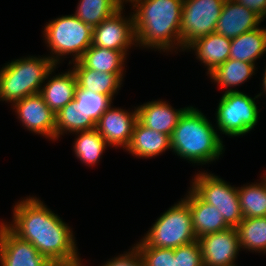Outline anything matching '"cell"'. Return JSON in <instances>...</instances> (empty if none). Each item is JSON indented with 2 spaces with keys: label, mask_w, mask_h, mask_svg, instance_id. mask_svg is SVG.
Segmentation results:
<instances>
[{
  "label": "cell",
  "mask_w": 266,
  "mask_h": 266,
  "mask_svg": "<svg viewBox=\"0 0 266 266\" xmlns=\"http://www.w3.org/2000/svg\"><path fill=\"white\" fill-rule=\"evenodd\" d=\"M13 223L5 225L30 242L53 265L74 264L81 259L68 224L36 197H27L13 207Z\"/></svg>",
  "instance_id": "obj_1"
},
{
  "label": "cell",
  "mask_w": 266,
  "mask_h": 266,
  "mask_svg": "<svg viewBox=\"0 0 266 266\" xmlns=\"http://www.w3.org/2000/svg\"><path fill=\"white\" fill-rule=\"evenodd\" d=\"M137 47L164 52L181 48L183 0H131ZM177 46V47H176Z\"/></svg>",
  "instance_id": "obj_2"
},
{
  "label": "cell",
  "mask_w": 266,
  "mask_h": 266,
  "mask_svg": "<svg viewBox=\"0 0 266 266\" xmlns=\"http://www.w3.org/2000/svg\"><path fill=\"white\" fill-rule=\"evenodd\" d=\"M219 136L206 116L189 106L170 136L171 150L182 159L204 165L223 153L224 145Z\"/></svg>",
  "instance_id": "obj_3"
},
{
  "label": "cell",
  "mask_w": 266,
  "mask_h": 266,
  "mask_svg": "<svg viewBox=\"0 0 266 266\" xmlns=\"http://www.w3.org/2000/svg\"><path fill=\"white\" fill-rule=\"evenodd\" d=\"M57 66L49 57L29 56L8 62L0 70V99L14 103L37 94L47 74Z\"/></svg>",
  "instance_id": "obj_4"
},
{
  "label": "cell",
  "mask_w": 266,
  "mask_h": 266,
  "mask_svg": "<svg viewBox=\"0 0 266 266\" xmlns=\"http://www.w3.org/2000/svg\"><path fill=\"white\" fill-rule=\"evenodd\" d=\"M43 32L47 47L52 53L48 57L56 65L59 64L61 56L73 53L72 61H78L92 45L93 28L73 14L49 21Z\"/></svg>",
  "instance_id": "obj_5"
},
{
  "label": "cell",
  "mask_w": 266,
  "mask_h": 266,
  "mask_svg": "<svg viewBox=\"0 0 266 266\" xmlns=\"http://www.w3.org/2000/svg\"><path fill=\"white\" fill-rule=\"evenodd\" d=\"M195 240L190 207L182 199L165 211L136 245L174 249Z\"/></svg>",
  "instance_id": "obj_6"
},
{
  "label": "cell",
  "mask_w": 266,
  "mask_h": 266,
  "mask_svg": "<svg viewBox=\"0 0 266 266\" xmlns=\"http://www.w3.org/2000/svg\"><path fill=\"white\" fill-rule=\"evenodd\" d=\"M254 98L239 92L224 93L216 111L217 129L228 136H240L250 132L258 122L259 109Z\"/></svg>",
  "instance_id": "obj_7"
},
{
  "label": "cell",
  "mask_w": 266,
  "mask_h": 266,
  "mask_svg": "<svg viewBox=\"0 0 266 266\" xmlns=\"http://www.w3.org/2000/svg\"><path fill=\"white\" fill-rule=\"evenodd\" d=\"M191 189L206 203L215 206L230 227H236L242 220L238 187H232L222 178L211 173L196 174Z\"/></svg>",
  "instance_id": "obj_8"
},
{
  "label": "cell",
  "mask_w": 266,
  "mask_h": 266,
  "mask_svg": "<svg viewBox=\"0 0 266 266\" xmlns=\"http://www.w3.org/2000/svg\"><path fill=\"white\" fill-rule=\"evenodd\" d=\"M225 0H183L180 36L181 49L195 39L215 32Z\"/></svg>",
  "instance_id": "obj_9"
},
{
  "label": "cell",
  "mask_w": 266,
  "mask_h": 266,
  "mask_svg": "<svg viewBox=\"0 0 266 266\" xmlns=\"http://www.w3.org/2000/svg\"><path fill=\"white\" fill-rule=\"evenodd\" d=\"M123 7L124 5L112 16L93 27V46L121 51L125 55L131 45L137 46L133 15L124 18Z\"/></svg>",
  "instance_id": "obj_10"
},
{
  "label": "cell",
  "mask_w": 266,
  "mask_h": 266,
  "mask_svg": "<svg viewBox=\"0 0 266 266\" xmlns=\"http://www.w3.org/2000/svg\"><path fill=\"white\" fill-rule=\"evenodd\" d=\"M204 266H237L235 260L240 251L237 229L206 234L198 238Z\"/></svg>",
  "instance_id": "obj_11"
},
{
  "label": "cell",
  "mask_w": 266,
  "mask_h": 266,
  "mask_svg": "<svg viewBox=\"0 0 266 266\" xmlns=\"http://www.w3.org/2000/svg\"><path fill=\"white\" fill-rule=\"evenodd\" d=\"M1 266H53L28 241L15 235L4 222L0 223Z\"/></svg>",
  "instance_id": "obj_12"
},
{
  "label": "cell",
  "mask_w": 266,
  "mask_h": 266,
  "mask_svg": "<svg viewBox=\"0 0 266 266\" xmlns=\"http://www.w3.org/2000/svg\"><path fill=\"white\" fill-rule=\"evenodd\" d=\"M12 105L24 127L32 133L55 140L56 114L48 107L39 93L26 96Z\"/></svg>",
  "instance_id": "obj_13"
},
{
  "label": "cell",
  "mask_w": 266,
  "mask_h": 266,
  "mask_svg": "<svg viewBox=\"0 0 266 266\" xmlns=\"http://www.w3.org/2000/svg\"><path fill=\"white\" fill-rule=\"evenodd\" d=\"M136 121L137 109L128 112L110 106L100 117L96 129L109 146H121L126 149L130 144Z\"/></svg>",
  "instance_id": "obj_14"
},
{
  "label": "cell",
  "mask_w": 266,
  "mask_h": 266,
  "mask_svg": "<svg viewBox=\"0 0 266 266\" xmlns=\"http://www.w3.org/2000/svg\"><path fill=\"white\" fill-rule=\"evenodd\" d=\"M263 19L252 10L234 0H225L215 32L233 39L237 36L258 28Z\"/></svg>",
  "instance_id": "obj_15"
},
{
  "label": "cell",
  "mask_w": 266,
  "mask_h": 266,
  "mask_svg": "<svg viewBox=\"0 0 266 266\" xmlns=\"http://www.w3.org/2000/svg\"><path fill=\"white\" fill-rule=\"evenodd\" d=\"M189 107L174 109L166 101H151L137 107V120L144 126L172 135L180 117Z\"/></svg>",
  "instance_id": "obj_16"
},
{
  "label": "cell",
  "mask_w": 266,
  "mask_h": 266,
  "mask_svg": "<svg viewBox=\"0 0 266 266\" xmlns=\"http://www.w3.org/2000/svg\"><path fill=\"white\" fill-rule=\"evenodd\" d=\"M183 199L189 204L192 215V228L197 239L206 234L230 228L221 212L215 206L203 201L192 189Z\"/></svg>",
  "instance_id": "obj_17"
},
{
  "label": "cell",
  "mask_w": 266,
  "mask_h": 266,
  "mask_svg": "<svg viewBox=\"0 0 266 266\" xmlns=\"http://www.w3.org/2000/svg\"><path fill=\"white\" fill-rule=\"evenodd\" d=\"M231 40L219 34L212 32L206 36L195 39L185 50H194L197 59L207 66L209 74L216 67L229 59Z\"/></svg>",
  "instance_id": "obj_18"
},
{
  "label": "cell",
  "mask_w": 266,
  "mask_h": 266,
  "mask_svg": "<svg viewBox=\"0 0 266 266\" xmlns=\"http://www.w3.org/2000/svg\"><path fill=\"white\" fill-rule=\"evenodd\" d=\"M54 69H56V66L47 74V77L50 78L46 85L44 83L39 94L53 113L57 114L74 99L77 79L73 70L59 73L51 78L50 74L54 73Z\"/></svg>",
  "instance_id": "obj_19"
},
{
  "label": "cell",
  "mask_w": 266,
  "mask_h": 266,
  "mask_svg": "<svg viewBox=\"0 0 266 266\" xmlns=\"http://www.w3.org/2000/svg\"><path fill=\"white\" fill-rule=\"evenodd\" d=\"M168 149H171L170 135L154 131L137 120L130 144L125 150L135 157L152 158Z\"/></svg>",
  "instance_id": "obj_20"
},
{
  "label": "cell",
  "mask_w": 266,
  "mask_h": 266,
  "mask_svg": "<svg viewBox=\"0 0 266 266\" xmlns=\"http://www.w3.org/2000/svg\"><path fill=\"white\" fill-rule=\"evenodd\" d=\"M72 63L74 64L72 69L76 75L77 84L81 88L98 94L110 95L111 97L120 89L124 74H113L89 69L79 60Z\"/></svg>",
  "instance_id": "obj_21"
},
{
  "label": "cell",
  "mask_w": 266,
  "mask_h": 266,
  "mask_svg": "<svg viewBox=\"0 0 266 266\" xmlns=\"http://www.w3.org/2000/svg\"><path fill=\"white\" fill-rule=\"evenodd\" d=\"M265 52L266 29L258 27L231 40L229 58L255 65L256 59H259Z\"/></svg>",
  "instance_id": "obj_22"
},
{
  "label": "cell",
  "mask_w": 266,
  "mask_h": 266,
  "mask_svg": "<svg viewBox=\"0 0 266 266\" xmlns=\"http://www.w3.org/2000/svg\"><path fill=\"white\" fill-rule=\"evenodd\" d=\"M255 69L256 66L250 62L229 58L210 72L209 75L213 82H217V85L222 88L227 87L225 93L239 92V90H234L231 87L239 86L246 82L255 73Z\"/></svg>",
  "instance_id": "obj_23"
},
{
  "label": "cell",
  "mask_w": 266,
  "mask_h": 266,
  "mask_svg": "<svg viewBox=\"0 0 266 266\" xmlns=\"http://www.w3.org/2000/svg\"><path fill=\"white\" fill-rule=\"evenodd\" d=\"M126 55L117 50H111L91 45L79 59L89 69L99 72L123 74Z\"/></svg>",
  "instance_id": "obj_24"
},
{
  "label": "cell",
  "mask_w": 266,
  "mask_h": 266,
  "mask_svg": "<svg viewBox=\"0 0 266 266\" xmlns=\"http://www.w3.org/2000/svg\"><path fill=\"white\" fill-rule=\"evenodd\" d=\"M94 128H96V124L91 119H86L81 105L73 99L56 114L55 139L66 132L74 134Z\"/></svg>",
  "instance_id": "obj_25"
},
{
  "label": "cell",
  "mask_w": 266,
  "mask_h": 266,
  "mask_svg": "<svg viewBox=\"0 0 266 266\" xmlns=\"http://www.w3.org/2000/svg\"><path fill=\"white\" fill-rule=\"evenodd\" d=\"M235 228L240 248L266 253V217L243 218Z\"/></svg>",
  "instance_id": "obj_26"
},
{
  "label": "cell",
  "mask_w": 266,
  "mask_h": 266,
  "mask_svg": "<svg viewBox=\"0 0 266 266\" xmlns=\"http://www.w3.org/2000/svg\"><path fill=\"white\" fill-rule=\"evenodd\" d=\"M243 218L266 217V180L238 188Z\"/></svg>",
  "instance_id": "obj_27"
},
{
  "label": "cell",
  "mask_w": 266,
  "mask_h": 266,
  "mask_svg": "<svg viewBox=\"0 0 266 266\" xmlns=\"http://www.w3.org/2000/svg\"><path fill=\"white\" fill-rule=\"evenodd\" d=\"M76 135L78 136L73 146L76 157L85 165H95L109 145L96 128L76 132Z\"/></svg>",
  "instance_id": "obj_28"
},
{
  "label": "cell",
  "mask_w": 266,
  "mask_h": 266,
  "mask_svg": "<svg viewBox=\"0 0 266 266\" xmlns=\"http://www.w3.org/2000/svg\"><path fill=\"white\" fill-rule=\"evenodd\" d=\"M123 5L119 0H80L74 15L93 28L112 16Z\"/></svg>",
  "instance_id": "obj_29"
},
{
  "label": "cell",
  "mask_w": 266,
  "mask_h": 266,
  "mask_svg": "<svg viewBox=\"0 0 266 266\" xmlns=\"http://www.w3.org/2000/svg\"><path fill=\"white\" fill-rule=\"evenodd\" d=\"M112 98L110 95L98 94L91 90L83 89L78 84L75 89L74 99L81 105L86 119H91L95 124L111 106Z\"/></svg>",
  "instance_id": "obj_30"
},
{
  "label": "cell",
  "mask_w": 266,
  "mask_h": 266,
  "mask_svg": "<svg viewBox=\"0 0 266 266\" xmlns=\"http://www.w3.org/2000/svg\"><path fill=\"white\" fill-rule=\"evenodd\" d=\"M145 266H175L174 249L135 245Z\"/></svg>",
  "instance_id": "obj_31"
},
{
  "label": "cell",
  "mask_w": 266,
  "mask_h": 266,
  "mask_svg": "<svg viewBox=\"0 0 266 266\" xmlns=\"http://www.w3.org/2000/svg\"><path fill=\"white\" fill-rule=\"evenodd\" d=\"M175 266H204L198 239L174 248Z\"/></svg>",
  "instance_id": "obj_32"
},
{
  "label": "cell",
  "mask_w": 266,
  "mask_h": 266,
  "mask_svg": "<svg viewBox=\"0 0 266 266\" xmlns=\"http://www.w3.org/2000/svg\"><path fill=\"white\" fill-rule=\"evenodd\" d=\"M103 266H145L141 255L136 246L118 257H114L107 261Z\"/></svg>",
  "instance_id": "obj_33"
},
{
  "label": "cell",
  "mask_w": 266,
  "mask_h": 266,
  "mask_svg": "<svg viewBox=\"0 0 266 266\" xmlns=\"http://www.w3.org/2000/svg\"><path fill=\"white\" fill-rule=\"evenodd\" d=\"M236 3L252 10L262 19L266 17V0H234Z\"/></svg>",
  "instance_id": "obj_34"
},
{
  "label": "cell",
  "mask_w": 266,
  "mask_h": 266,
  "mask_svg": "<svg viewBox=\"0 0 266 266\" xmlns=\"http://www.w3.org/2000/svg\"><path fill=\"white\" fill-rule=\"evenodd\" d=\"M263 92L266 94V68H265V71H264V76H263Z\"/></svg>",
  "instance_id": "obj_35"
},
{
  "label": "cell",
  "mask_w": 266,
  "mask_h": 266,
  "mask_svg": "<svg viewBox=\"0 0 266 266\" xmlns=\"http://www.w3.org/2000/svg\"><path fill=\"white\" fill-rule=\"evenodd\" d=\"M81 262L82 261H79V262L74 263V264H58V265H53V266H81Z\"/></svg>",
  "instance_id": "obj_36"
},
{
  "label": "cell",
  "mask_w": 266,
  "mask_h": 266,
  "mask_svg": "<svg viewBox=\"0 0 266 266\" xmlns=\"http://www.w3.org/2000/svg\"><path fill=\"white\" fill-rule=\"evenodd\" d=\"M122 4L124 3V2H130L131 0H119Z\"/></svg>",
  "instance_id": "obj_37"
}]
</instances>
